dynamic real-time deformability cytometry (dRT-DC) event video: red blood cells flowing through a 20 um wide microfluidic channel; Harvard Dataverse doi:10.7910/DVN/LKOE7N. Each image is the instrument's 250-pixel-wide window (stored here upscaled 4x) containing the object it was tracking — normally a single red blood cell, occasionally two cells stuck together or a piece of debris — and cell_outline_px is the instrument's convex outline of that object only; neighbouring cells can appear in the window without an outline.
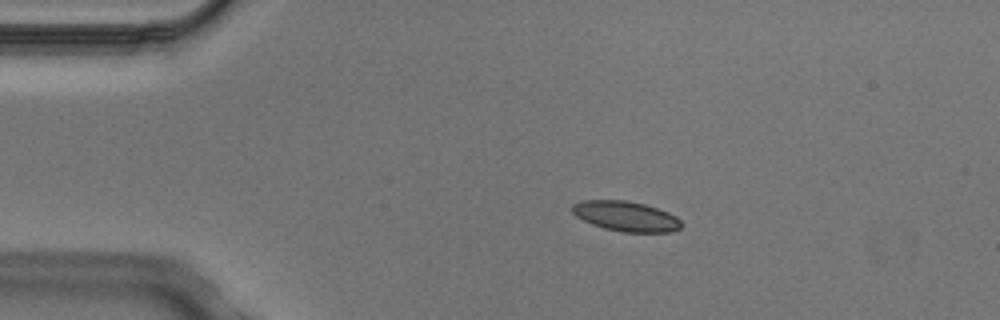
{"species": "Egyptian fruit bat (a non-hibernating species)", "species_latin": "Rousettus aegyptiacus", "temperature_condition": "cold", "stored_images_in_passage": 3, "camera_frame_rate_fps": 3000, "um_per_image_px": 0.085, "animal": {"sex": "male"}, "frame": {"image": 1, "passage_image": 2, "time_ms": 0.333, "image_size_px": [1000, 320], "cell_outline_px": [[684, 224], [680, 228], [672, 232], [624, 232], [604, 228], [592, 224], [576, 216], [568, 208], [572, 204], [584, 200], [624, 200], [644, 204], [668, 212], [676, 216]], "centroid_in_image_um": [53.19, 18.38], "position_along_channel_um": 31.8, "area_um2": 19.19}}